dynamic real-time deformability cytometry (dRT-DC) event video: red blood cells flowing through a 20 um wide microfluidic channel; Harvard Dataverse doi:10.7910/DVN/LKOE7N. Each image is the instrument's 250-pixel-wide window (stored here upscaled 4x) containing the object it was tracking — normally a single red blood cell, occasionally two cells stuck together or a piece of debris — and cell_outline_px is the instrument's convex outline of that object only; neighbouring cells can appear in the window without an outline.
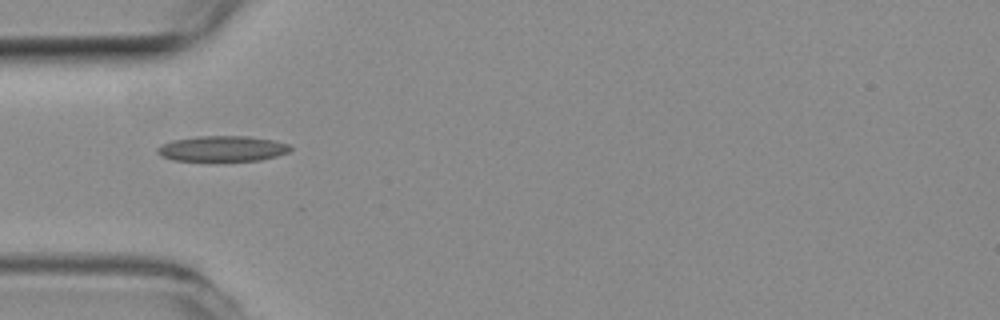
{"species": "common noctule bat (a hibernating species)", "species_latin": "Nyctalus noctula", "temperature_condition": "room temperature", "stored_images_in_passage": 19, "camera_frame_rate_fps": 3000, "um_per_image_px": 0.085, "animal": {"sex": "female", "body_mass_g": 19.3, "forearm_length_mm": 54.1}, "frame": {"image": 1, "passage_image": 1, "time_ms": 0.0, "image_size_px": [1000, 320], "cell_outline_px": [[292, 148], [288, 152], [276, 156], [260, 160], [172, 160], [160, 156], [156, 152], [156, 148], [160, 144], [172, 140], [200, 136], [248, 136], [272, 140], [288, 144]], "centroid_in_image_um": [18.85, 12.62], "position_along_channel_um": 66.2, "area_um2": 19.65}}
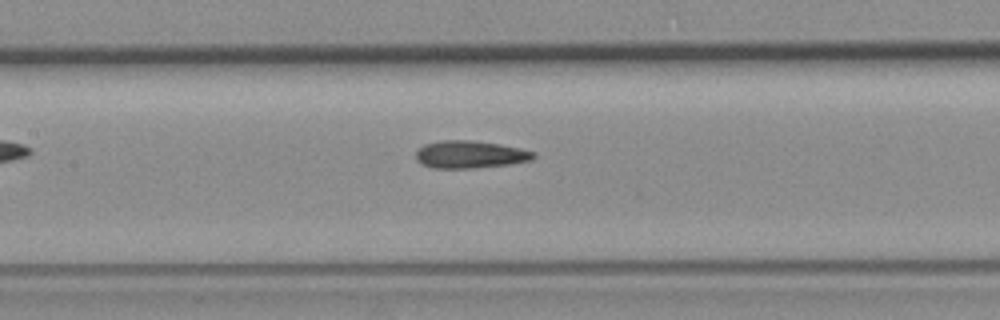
{"frame": {"image": 2, "passage_image": 9, "time_ms": 2.667, "image_size_px": [1000, 320], "cell_outline_px": [[536, 156], [532, 160], [508, 164], [472, 168], [432, 168], [416, 160], [416, 152], [424, 144], [444, 140], [472, 140], [500, 144], [520, 148], [536, 152]], "centroid_in_image_um": [39.98, 13.12], "position_along_channel_um": 167.4, "area_um2": 18.79}}
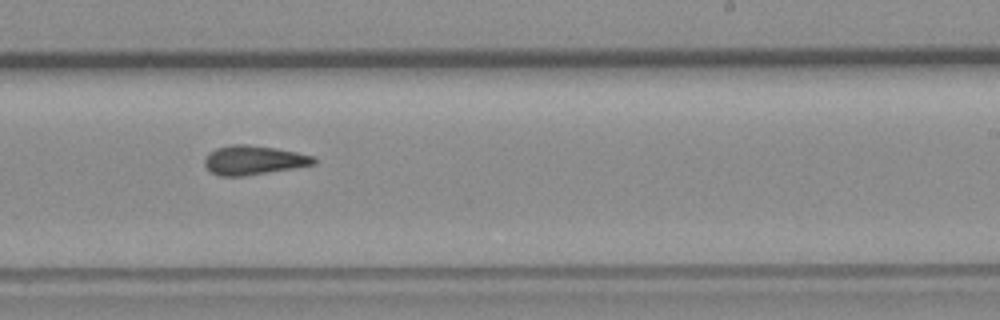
{"frame": {"image": 3, "passage_image": 17, "time_ms": 5.333, "image_size_px": [1000, 320], "cell_outline_px": [[316, 164], [244, 176], [220, 176], [212, 172], [204, 164], [204, 160], [208, 152], [216, 148], [232, 144], [248, 144], [276, 148], [296, 152], [312, 156], [316, 160]], "centroid_in_image_um": [21.52, 13.6], "position_along_channel_um": 267.5, "area_um2": 18.44}}